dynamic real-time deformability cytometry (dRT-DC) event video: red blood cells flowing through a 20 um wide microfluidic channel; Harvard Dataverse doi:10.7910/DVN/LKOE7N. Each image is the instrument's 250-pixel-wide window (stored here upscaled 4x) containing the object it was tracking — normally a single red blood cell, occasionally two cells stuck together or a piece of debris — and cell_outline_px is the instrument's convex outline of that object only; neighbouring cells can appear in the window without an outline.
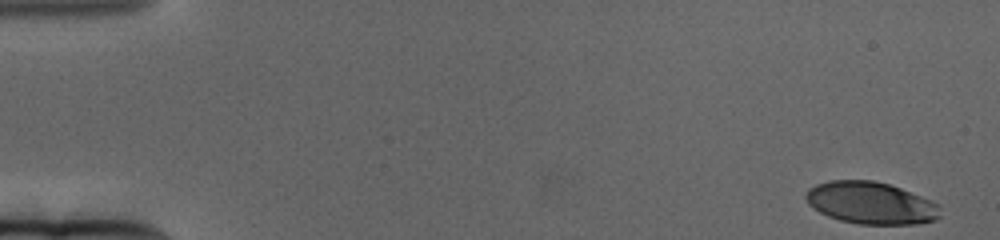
{"species": "human", "species_latin": "Homo sapiens", "temperature_condition": "cold", "stored_images_in_passage": 64, "camera_frame_rate_fps": 3000, "um_per_image_px": 0.085, "donor": {"sex": "female"}, "frame": {"image": 1, "passage_image": 1, "time_ms": 0.0, "image_size_px": [1000, 240], "cell_outline_px": [[940, 216], [936, 220], [920, 224], [860, 224], [840, 220], [828, 216], [812, 208], [808, 204], [804, 196], [808, 188], [816, 184], [828, 180], [872, 180], [888, 184], [900, 188], [932, 200], [940, 204]], "centroid_in_image_um": [74.02, 17.25], "position_along_channel_um": 11.0, "area_um2": 33.29}}
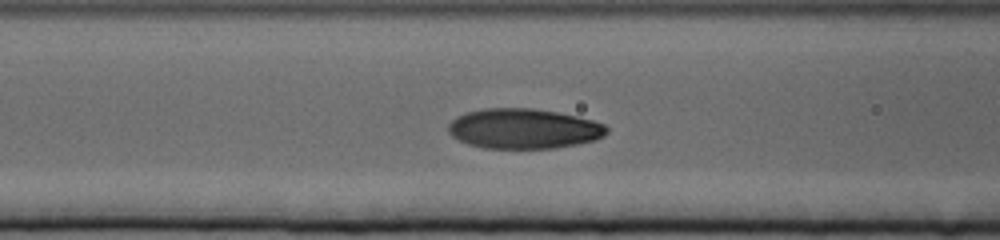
{"frame": {"image": 2, "passage_image": 26, "time_ms": 8.333, "image_size_px": [1000, 240], "cell_outline_px": [[608, 132], [604, 136], [596, 140], [576, 144], [552, 148], [484, 148], [468, 144], [452, 136], [448, 132], [448, 124], [456, 116], [468, 112], [484, 108], [532, 108], [556, 112], [576, 116], [592, 120], [604, 124], [608, 128]], "centroid_in_image_um": [44.51, 10.93], "position_along_channel_um": 122.1, "area_um2": 36.93}}
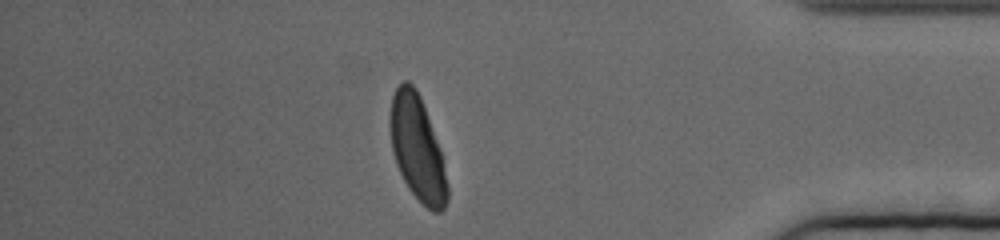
{"frame": {"image": 3, "passage_image": 56, "time_ms": 18.333, "image_size_px": [1000, 240], "cell_outline_px": [[448, 200], [444, 208], [440, 212], [432, 212], [408, 188], [396, 164], [392, 152], [388, 124], [388, 120], [392, 96], [396, 88], [404, 80], [408, 80], [416, 88], [420, 96], [440, 152], [448, 184]], "centroid_in_image_um": [35.43, 12.59], "position_along_channel_um": 399.8, "area_um2": 34.62}, "authors_computed_cell_mechanics": {"area_um2": 36.0961, "velocity_mm_per_s": 3.095, "shape_relaxation_time_tau1_ms": 4.3372, "shape_relaxation_time_tau2_ms": null, "deformation_change_tau1": 0.2018, "deformation_change_tau2": null}}